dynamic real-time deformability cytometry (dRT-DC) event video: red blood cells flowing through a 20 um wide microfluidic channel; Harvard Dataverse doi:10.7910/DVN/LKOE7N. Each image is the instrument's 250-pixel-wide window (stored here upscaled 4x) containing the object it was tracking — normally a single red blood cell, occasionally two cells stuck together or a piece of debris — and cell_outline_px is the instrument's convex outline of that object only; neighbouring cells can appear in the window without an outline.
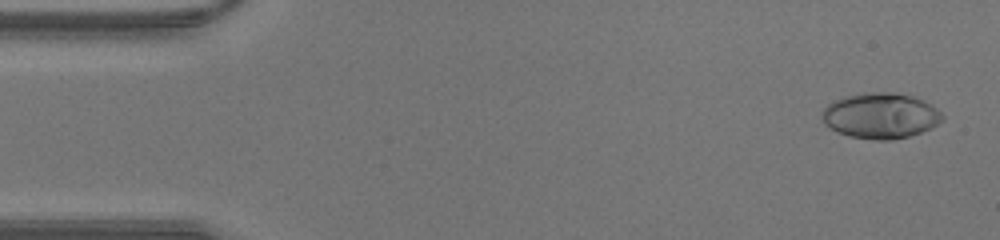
{"species": "human", "species_latin": "Homo sapiens", "temperature_condition": "warm", "stored_images_in_passage": 42, "camera_frame_rate_fps": 3000, "um_per_image_px": 0.085, "donor": {"sex": "male"}, "frame": {"image": 1, "passage_image": 2, "time_ms": 0.333, "image_size_px": [1000, 240], "cell_outline_px": [[944, 120], [920, 132], [908, 136], [892, 140], [876, 140], [848, 136], [836, 132], [824, 124], [824, 108], [828, 104], [844, 96], [860, 92], [892, 92], [912, 96], [924, 100], [932, 104], [944, 116]], "centroid_in_image_um": [74.85, 9.82], "position_along_channel_um": 10.1, "area_um2": 31.96}}
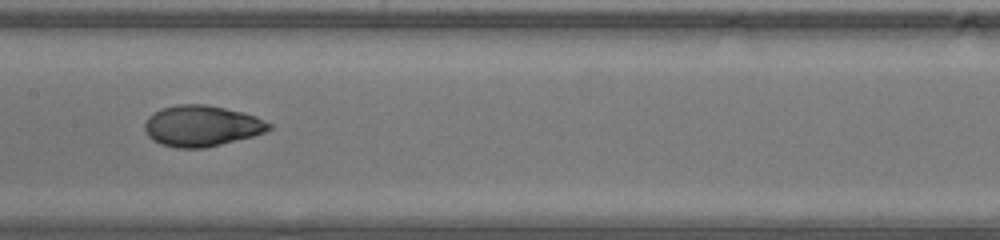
{"frame": {"image": 2, "passage_image": 21, "time_ms": 6.667, "image_size_px": [1000, 240], "cell_outline_px": [[272, 128], [264, 132], [252, 136], [204, 148], [176, 148], [160, 144], [152, 140], [148, 136], [144, 128], [144, 124], [148, 116], [160, 108], [176, 104], [208, 104], [244, 112], [256, 116], [272, 124]], "centroid_in_image_um": [17.12, 10.69], "position_along_channel_um": 190.3, "area_um2": 29.88}}
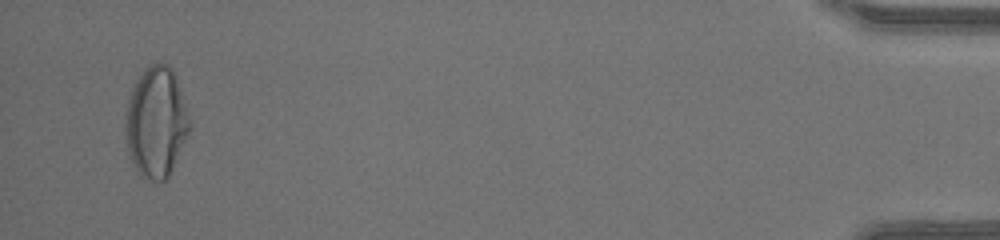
{"frame": {"image": 3, "passage_image": 41, "time_ms": 13.333, "image_size_px": [1000, 240], "cell_outline_px": [[188, 132], [168, 176], [164, 180], [152, 180], [140, 176], [132, 164], [128, 152], [128, 104], [132, 88], [140, 72], [148, 64], [168, 64], [172, 68], [176, 76], [184, 104], [188, 120]], "centroid_in_image_um": [13.26, 10.36], "position_along_channel_um": 421.9, "area_um2": 39.82}}